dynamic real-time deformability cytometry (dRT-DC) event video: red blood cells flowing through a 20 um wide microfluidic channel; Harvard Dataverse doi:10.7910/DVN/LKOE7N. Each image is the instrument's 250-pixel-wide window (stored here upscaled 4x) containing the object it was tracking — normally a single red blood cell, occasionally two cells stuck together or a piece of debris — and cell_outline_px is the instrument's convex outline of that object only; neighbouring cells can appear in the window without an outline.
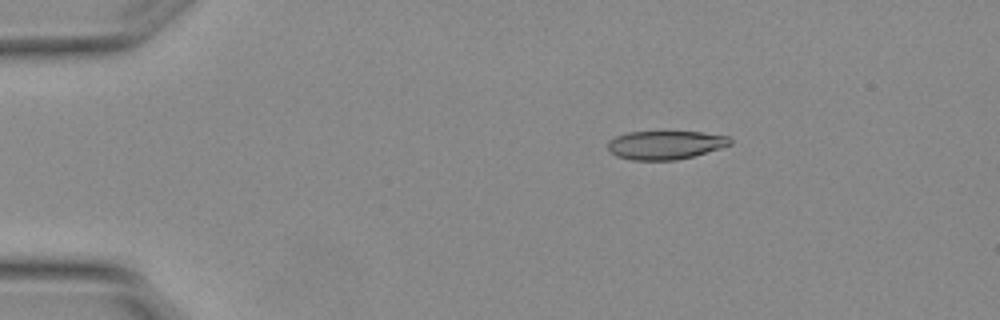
{"species": "Egyptian fruit bat (a non-hibernating species)", "species_latin": "Rousettus aegyptiacus", "temperature_condition": "warm", "stored_images_in_passage": 5, "camera_frame_rate_fps": 3000, "um_per_image_px": 0.085, "animal": {"sex": "female"}, "frame": {"image": 1, "passage_image": 3, "time_ms": 0.667, "image_size_px": [1000, 320], "cell_outline_px": [[732, 144], [720, 148], [692, 156], [676, 160], [632, 160], [616, 156], [608, 152], [608, 140], [616, 136], [628, 132], [704, 132], [728, 136], [732, 140]], "centroid_in_image_um": [56.53, 12.32], "position_along_channel_um": 28.5, "area_um2": 20.4}}